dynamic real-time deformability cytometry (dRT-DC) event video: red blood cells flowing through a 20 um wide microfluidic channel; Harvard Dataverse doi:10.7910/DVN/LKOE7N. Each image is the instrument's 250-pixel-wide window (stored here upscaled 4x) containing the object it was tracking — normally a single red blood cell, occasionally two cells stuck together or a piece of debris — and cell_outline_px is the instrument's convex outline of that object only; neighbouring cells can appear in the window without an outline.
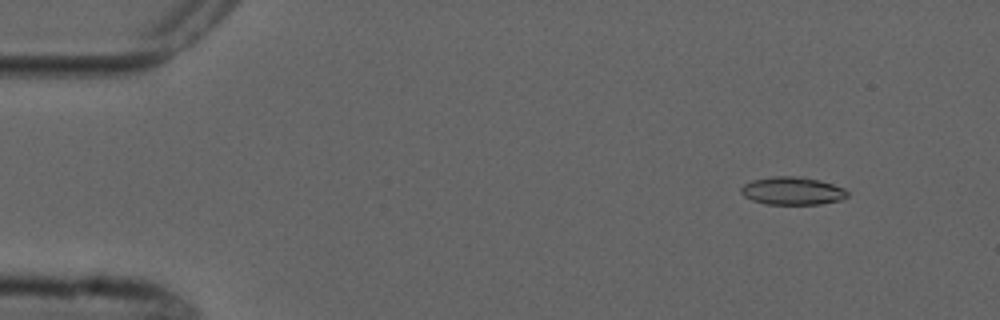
{"species": "common noctule bat (a hibernating species)", "species_latin": "Nyctalus noctula", "temperature_condition": "cold", "stored_images_in_passage": 4, "camera_frame_rate_fps": 3000, "um_per_image_px": 0.085, "animal": {"sex": "male", "forearm_length_mm": 52.5}, "frame": {"image": 1, "passage_image": 1, "time_ms": 0.0, "image_size_px": [1000, 320], "cell_outline_px": [[848, 196], [840, 200], [820, 204], [764, 204], [752, 200], [744, 196], [740, 192], [740, 188], [744, 184], [752, 180], [772, 176], [804, 176], [820, 180], [844, 188], [848, 192]], "centroid_in_image_um": [67.34, 16.21], "position_along_channel_um": 17.7, "area_um2": 17.46}}
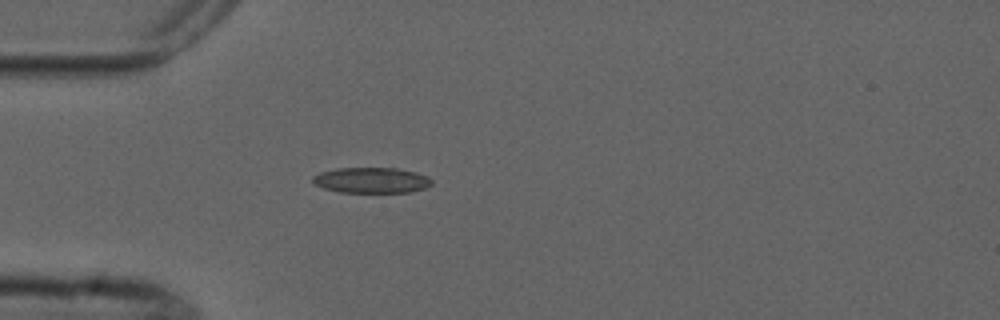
{"frame": {"image": 2, "passage_image": 4, "time_ms": 3.333, "image_size_px": [1000, 320], "cell_outline_px": [[432, 184], [424, 188], [412, 192], [340, 192], [324, 188], [316, 184], [312, 180], [312, 176], [320, 172], [336, 168], [396, 168], [416, 172], [428, 176], [432, 180]], "centroid_in_image_um": [31.59, 15.31], "position_along_channel_um": 53.4, "area_um2": 17.74}}